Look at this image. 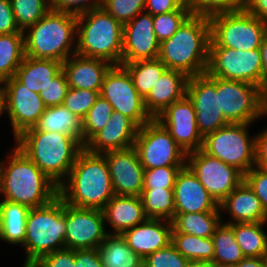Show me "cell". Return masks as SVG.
I'll list each match as a JSON object with an SVG mask.
<instances>
[{
	"label": "cell",
	"mask_w": 267,
	"mask_h": 267,
	"mask_svg": "<svg viewBox=\"0 0 267 267\" xmlns=\"http://www.w3.org/2000/svg\"><path fill=\"white\" fill-rule=\"evenodd\" d=\"M0 159L1 200L29 208L48 204L58 196V186L16 145Z\"/></svg>",
	"instance_id": "6da1fadb"
},
{
	"label": "cell",
	"mask_w": 267,
	"mask_h": 267,
	"mask_svg": "<svg viewBox=\"0 0 267 267\" xmlns=\"http://www.w3.org/2000/svg\"><path fill=\"white\" fill-rule=\"evenodd\" d=\"M58 195L70 206L102 210L115 195L105 156L84 148L58 187Z\"/></svg>",
	"instance_id": "7a4b0ae2"
},
{
	"label": "cell",
	"mask_w": 267,
	"mask_h": 267,
	"mask_svg": "<svg viewBox=\"0 0 267 267\" xmlns=\"http://www.w3.org/2000/svg\"><path fill=\"white\" fill-rule=\"evenodd\" d=\"M210 40L209 16L191 15L171 38L160 43L158 59L167 69L188 77L204 74Z\"/></svg>",
	"instance_id": "3957f363"
},
{
	"label": "cell",
	"mask_w": 267,
	"mask_h": 267,
	"mask_svg": "<svg viewBox=\"0 0 267 267\" xmlns=\"http://www.w3.org/2000/svg\"><path fill=\"white\" fill-rule=\"evenodd\" d=\"M21 149L58 187L66 180L84 145L59 132L25 130L15 139Z\"/></svg>",
	"instance_id": "277c9868"
},
{
	"label": "cell",
	"mask_w": 267,
	"mask_h": 267,
	"mask_svg": "<svg viewBox=\"0 0 267 267\" xmlns=\"http://www.w3.org/2000/svg\"><path fill=\"white\" fill-rule=\"evenodd\" d=\"M23 32L25 56L63 63L68 57L76 54L75 14L50 10Z\"/></svg>",
	"instance_id": "5b68a950"
},
{
	"label": "cell",
	"mask_w": 267,
	"mask_h": 267,
	"mask_svg": "<svg viewBox=\"0 0 267 267\" xmlns=\"http://www.w3.org/2000/svg\"><path fill=\"white\" fill-rule=\"evenodd\" d=\"M123 25L103 7L77 15L76 54L120 65Z\"/></svg>",
	"instance_id": "8992f818"
},
{
	"label": "cell",
	"mask_w": 267,
	"mask_h": 267,
	"mask_svg": "<svg viewBox=\"0 0 267 267\" xmlns=\"http://www.w3.org/2000/svg\"><path fill=\"white\" fill-rule=\"evenodd\" d=\"M66 203L58 195L46 205L30 208L22 245L24 263H33L48 253L65 248Z\"/></svg>",
	"instance_id": "52a82bcc"
},
{
	"label": "cell",
	"mask_w": 267,
	"mask_h": 267,
	"mask_svg": "<svg viewBox=\"0 0 267 267\" xmlns=\"http://www.w3.org/2000/svg\"><path fill=\"white\" fill-rule=\"evenodd\" d=\"M209 20L211 26L209 47L250 51L259 49L267 35V23L244 8L212 14Z\"/></svg>",
	"instance_id": "ba28073f"
},
{
	"label": "cell",
	"mask_w": 267,
	"mask_h": 267,
	"mask_svg": "<svg viewBox=\"0 0 267 267\" xmlns=\"http://www.w3.org/2000/svg\"><path fill=\"white\" fill-rule=\"evenodd\" d=\"M246 123H228L203 138L201 150L236 167L243 174L255 166V135Z\"/></svg>",
	"instance_id": "9c48e42d"
},
{
	"label": "cell",
	"mask_w": 267,
	"mask_h": 267,
	"mask_svg": "<svg viewBox=\"0 0 267 267\" xmlns=\"http://www.w3.org/2000/svg\"><path fill=\"white\" fill-rule=\"evenodd\" d=\"M216 95L229 123L253 124L266 116L265 92L256 85L216 77Z\"/></svg>",
	"instance_id": "30bf717a"
},
{
	"label": "cell",
	"mask_w": 267,
	"mask_h": 267,
	"mask_svg": "<svg viewBox=\"0 0 267 267\" xmlns=\"http://www.w3.org/2000/svg\"><path fill=\"white\" fill-rule=\"evenodd\" d=\"M133 147L144 169L186 166V152L156 119L139 127Z\"/></svg>",
	"instance_id": "8fae6325"
},
{
	"label": "cell",
	"mask_w": 267,
	"mask_h": 267,
	"mask_svg": "<svg viewBox=\"0 0 267 267\" xmlns=\"http://www.w3.org/2000/svg\"><path fill=\"white\" fill-rule=\"evenodd\" d=\"M205 74L208 77L250 83L262 89L260 50L240 51L228 47H209Z\"/></svg>",
	"instance_id": "7c38bea8"
},
{
	"label": "cell",
	"mask_w": 267,
	"mask_h": 267,
	"mask_svg": "<svg viewBox=\"0 0 267 267\" xmlns=\"http://www.w3.org/2000/svg\"><path fill=\"white\" fill-rule=\"evenodd\" d=\"M100 95L114 111L133 120L139 127L152 118L144 106V99L134 87L130 73L123 65H112L105 74Z\"/></svg>",
	"instance_id": "4fadbf2b"
},
{
	"label": "cell",
	"mask_w": 267,
	"mask_h": 267,
	"mask_svg": "<svg viewBox=\"0 0 267 267\" xmlns=\"http://www.w3.org/2000/svg\"><path fill=\"white\" fill-rule=\"evenodd\" d=\"M186 166L218 204L244 180V174L236 167L209 156L201 149L187 154Z\"/></svg>",
	"instance_id": "5bb4252c"
},
{
	"label": "cell",
	"mask_w": 267,
	"mask_h": 267,
	"mask_svg": "<svg viewBox=\"0 0 267 267\" xmlns=\"http://www.w3.org/2000/svg\"><path fill=\"white\" fill-rule=\"evenodd\" d=\"M6 95V112L14 139L34 127L46 106L39 93L31 92L15 76L1 83Z\"/></svg>",
	"instance_id": "9a60e30c"
},
{
	"label": "cell",
	"mask_w": 267,
	"mask_h": 267,
	"mask_svg": "<svg viewBox=\"0 0 267 267\" xmlns=\"http://www.w3.org/2000/svg\"><path fill=\"white\" fill-rule=\"evenodd\" d=\"M111 231H106L103 211L66 204L65 248H98Z\"/></svg>",
	"instance_id": "2e32d148"
},
{
	"label": "cell",
	"mask_w": 267,
	"mask_h": 267,
	"mask_svg": "<svg viewBox=\"0 0 267 267\" xmlns=\"http://www.w3.org/2000/svg\"><path fill=\"white\" fill-rule=\"evenodd\" d=\"M187 96L193 102L202 138L229 123L219 108L216 77H208L205 73L189 77Z\"/></svg>",
	"instance_id": "e0dca14e"
},
{
	"label": "cell",
	"mask_w": 267,
	"mask_h": 267,
	"mask_svg": "<svg viewBox=\"0 0 267 267\" xmlns=\"http://www.w3.org/2000/svg\"><path fill=\"white\" fill-rule=\"evenodd\" d=\"M155 119L169 131L186 154L202 148L203 138L197 126L195 108L187 95L169 105Z\"/></svg>",
	"instance_id": "ac0fdd59"
},
{
	"label": "cell",
	"mask_w": 267,
	"mask_h": 267,
	"mask_svg": "<svg viewBox=\"0 0 267 267\" xmlns=\"http://www.w3.org/2000/svg\"><path fill=\"white\" fill-rule=\"evenodd\" d=\"M159 46L153 26V15L143 11L123 25L121 64L158 58Z\"/></svg>",
	"instance_id": "d6986e66"
},
{
	"label": "cell",
	"mask_w": 267,
	"mask_h": 267,
	"mask_svg": "<svg viewBox=\"0 0 267 267\" xmlns=\"http://www.w3.org/2000/svg\"><path fill=\"white\" fill-rule=\"evenodd\" d=\"M116 195L140 196L143 190L144 171L134 147L103 153Z\"/></svg>",
	"instance_id": "ffe728a7"
},
{
	"label": "cell",
	"mask_w": 267,
	"mask_h": 267,
	"mask_svg": "<svg viewBox=\"0 0 267 267\" xmlns=\"http://www.w3.org/2000/svg\"><path fill=\"white\" fill-rule=\"evenodd\" d=\"M139 126L130 118L117 111L103 129L98 131L84 148L94 154H103L107 151L131 148L134 145Z\"/></svg>",
	"instance_id": "44dd1931"
},
{
	"label": "cell",
	"mask_w": 267,
	"mask_h": 267,
	"mask_svg": "<svg viewBox=\"0 0 267 267\" xmlns=\"http://www.w3.org/2000/svg\"><path fill=\"white\" fill-rule=\"evenodd\" d=\"M173 193L175 213H200L219 210V204L187 166L178 173Z\"/></svg>",
	"instance_id": "7402d4cb"
},
{
	"label": "cell",
	"mask_w": 267,
	"mask_h": 267,
	"mask_svg": "<svg viewBox=\"0 0 267 267\" xmlns=\"http://www.w3.org/2000/svg\"><path fill=\"white\" fill-rule=\"evenodd\" d=\"M171 234V221L147 218L121 235L133 252L145 259L151 253L168 246L171 243Z\"/></svg>",
	"instance_id": "603a6c76"
},
{
	"label": "cell",
	"mask_w": 267,
	"mask_h": 267,
	"mask_svg": "<svg viewBox=\"0 0 267 267\" xmlns=\"http://www.w3.org/2000/svg\"><path fill=\"white\" fill-rule=\"evenodd\" d=\"M189 77L176 70L167 69L144 99V106L152 119H155L169 105L187 95Z\"/></svg>",
	"instance_id": "cb8c5ba5"
},
{
	"label": "cell",
	"mask_w": 267,
	"mask_h": 267,
	"mask_svg": "<svg viewBox=\"0 0 267 267\" xmlns=\"http://www.w3.org/2000/svg\"><path fill=\"white\" fill-rule=\"evenodd\" d=\"M112 65L101 59L71 55L63 62L69 88L101 91L105 74Z\"/></svg>",
	"instance_id": "d4e9b609"
},
{
	"label": "cell",
	"mask_w": 267,
	"mask_h": 267,
	"mask_svg": "<svg viewBox=\"0 0 267 267\" xmlns=\"http://www.w3.org/2000/svg\"><path fill=\"white\" fill-rule=\"evenodd\" d=\"M219 210L229 213L231 221L226 224L267 221L259 198L244 180L219 204Z\"/></svg>",
	"instance_id": "484cf974"
},
{
	"label": "cell",
	"mask_w": 267,
	"mask_h": 267,
	"mask_svg": "<svg viewBox=\"0 0 267 267\" xmlns=\"http://www.w3.org/2000/svg\"><path fill=\"white\" fill-rule=\"evenodd\" d=\"M102 211L105 223L112 227L110 234L121 235L147 219L140 196L115 194Z\"/></svg>",
	"instance_id": "4316f807"
},
{
	"label": "cell",
	"mask_w": 267,
	"mask_h": 267,
	"mask_svg": "<svg viewBox=\"0 0 267 267\" xmlns=\"http://www.w3.org/2000/svg\"><path fill=\"white\" fill-rule=\"evenodd\" d=\"M63 70V63L51 59L25 56L15 77L31 92L44 91L46 86Z\"/></svg>",
	"instance_id": "83f0119b"
},
{
	"label": "cell",
	"mask_w": 267,
	"mask_h": 267,
	"mask_svg": "<svg viewBox=\"0 0 267 267\" xmlns=\"http://www.w3.org/2000/svg\"><path fill=\"white\" fill-rule=\"evenodd\" d=\"M29 210L23 204L0 200V240L11 245H23Z\"/></svg>",
	"instance_id": "f1b7e54d"
},
{
	"label": "cell",
	"mask_w": 267,
	"mask_h": 267,
	"mask_svg": "<svg viewBox=\"0 0 267 267\" xmlns=\"http://www.w3.org/2000/svg\"><path fill=\"white\" fill-rule=\"evenodd\" d=\"M34 128L68 134L83 144L82 120L63 105L46 107Z\"/></svg>",
	"instance_id": "f546056e"
},
{
	"label": "cell",
	"mask_w": 267,
	"mask_h": 267,
	"mask_svg": "<svg viewBox=\"0 0 267 267\" xmlns=\"http://www.w3.org/2000/svg\"><path fill=\"white\" fill-rule=\"evenodd\" d=\"M220 210L200 213H174L171 220L172 232L211 238L222 222Z\"/></svg>",
	"instance_id": "4dcf8cb0"
},
{
	"label": "cell",
	"mask_w": 267,
	"mask_h": 267,
	"mask_svg": "<svg viewBox=\"0 0 267 267\" xmlns=\"http://www.w3.org/2000/svg\"><path fill=\"white\" fill-rule=\"evenodd\" d=\"M98 253L104 267H143L144 259L133 252L120 234H108Z\"/></svg>",
	"instance_id": "1f68e13d"
},
{
	"label": "cell",
	"mask_w": 267,
	"mask_h": 267,
	"mask_svg": "<svg viewBox=\"0 0 267 267\" xmlns=\"http://www.w3.org/2000/svg\"><path fill=\"white\" fill-rule=\"evenodd\" d=\"M211 238L214 245L212 263L216 267H235L245 258L235 239L233 228L223 219Z\"/></svg>",
	"instance_id": "d6a6232c"
},
{
	"label": "cell",
	"mask_w": 267,
	"mask_h": 267,
	"mask_svg": "<svg viewBox=\"0 0 267 267\" xmlns=\"http://www.w3.org/2000/svg\"><path fill=\"white\" fill-rule=\"evenodd\" d=\"M266 224L267 221L229 224L245 257H263L267 247V233L264 230Z\"/></svg>",
	"instance_id": "836d02e7"
},
{
	"label": "cell",
	"mask_w": 267,
	"mask_h": 267,
	"mask_svg": "<svg viewBox=\"0 0 267 267\" xmlns=\"http://www.w3.org/2000/svg\"><path fill=\"white\" fill-rule=\"evenodd\" d=\"M24 57V33L0 35V83L15 76Z\"/></svg>",
	"instance_id": "e575fe53"
},
{
	"label": "cell",
	"mask_w": 267,
	"mask_h": 267,
	"mask_svg": "<svg viewBox=\"0 0 267 267\" xmlns=\"http://www.w3.org/2000/svg\"><path fill=\"white\" fill-rule=\"evenodd\" d=\"M123 65L131 75L139 95L145 99L159 78L167 70L160 59L139 60Z\"/></svg>",
	"instance_id": "d590c367"
},
{
	"label": "cell",
	"mask_w": 267,
	"mask_h": 267,
	"mask_svg": "<svg viewBox=\"0 0 267 267\" xmlns=\"http://www.w3.org/2000/svg\"><path fill=\"white\" fill-rule=\"evenodd\" d=\"M147 218L171 221L175 213L173 188H143L140 195Z\"/></svg>",
	"instance_id": "8d00e7d4"
},
{
	"label": "cell",
	"mask_w": 267,
	"mask_h": 267,
	"mask_svg": "<svg viewBox=\"0 0 267 267\" xmlns=\"http://www.w3.org/2000/svg\"><path fill=\"white\" fill-rule=\"evenodd\" d=\"M171 244L187 260L213 262L214 245L212 238H203L191 234L172 232Z\"/></svg>",
	"instance_id": "74e56055"
},
{
	"label": "cell",
	"mask_w": 267,
	"mask_h": 267,
	"mask_svg": "<svg viewBox=\"0 0 267 267\" xmlns=\"http://www.w3.org/2000/svg\"><path fill=\"white\" fill-rule=\"evenodd\" d=\"M10 2L21 31L34 25L51 10L50 0H10Z\"/></svg>",
	"instance_id": "f35d334b"
},
{
	"label": "cell",
	"mask_w": 267,
	"mask_h": 267,
	"mask_svg": "<svg viewBox=\"0 0 267 267\" xmlns=\"http://www.w3.org/2000/svg\"><path fill=\"white\" fill-rule=\"evenodd\" d=\"M113 107L101 95L82 119L83 145L104 128L112 116Z\"/></svg>",
	"instance_id": "ab89813d"
},
{
	"label": "cell",
	"mask_w": 267,
	"mask_h": 267,
	"mask_svg": "<svg viewBox=\"0 0 267 267\" xmlns=\"http://www.w3.org/2000/svg\"><path fill=\"white\" fill-rule=\"evenodd\" d=\"M191 15L190 10H175L154 15L153 26L158 42L171 38Z\"/></svg>",
	"instance_id": "60d3db41"
},
{
	"label": "cell",
	"mask_w": 267,
	"mask_h": 267,
	"mask_svg": "<svg viewBox=\"0 0 267 267\" xmlns=\"http://www.w3.org/2000/svg\"><path fill=\"white\" fill-rule=\"evenodd\" d=\"M245 0H185L192 15L210 16L219 12L236 11L244 8Z\"/></svg>",
	"instance_id": "b9f144b4"
},
{
	"label": "cell",
	"mask_w": 267,
	"mask_h": 267,
	"mask_svg": "<svg viewBox=\"0 0 267 267\" xmlns=\"http://www.w3.org/2000/svg\"><path fill=\"white\" fill-rule=\"evenodd\" d=\"M99 96L100 91L69 88L63 106L82 120Z\"/></svg>",
	"instance_id": "7bdbcfd3"
},
{
	"label": "cell",
	"mask_w": 267,
	"mask_h": 267,
	"mask_svg": "<svg viewBox=\"0 0 267 267\" xmlns=\"http://www.w3.org/2000/svg\"><path fill=\"white\" fill-rule=\"evenodd\" d=\"M146 0H104L102 7L122 25L145 10Z\"/></svg>",
	"instance_id": "ee69618b"
},
{
	"label": "cell",
	"mask_w": 267,
	"mask_h": 267,
	"mask_svg": "<svg viewBox=\"0 0 267 267\" xmlns=\"http://www.w3.org/2000/svg\"><path fill=\"white\" fill-rule=\"evenodd\" d=\"M185 166H164L145 169L143 188H173L177 175Z\"/></svg>",
	"instance_id": "f6af8a7d"
},
{
	"label": "cell",
	"mask_w": 267,
	"mask_h": 267,
	"mask_svg": "<svg viewBox=\"0 0 267 267\" xmlns=\"http://www.w3.org/2000/svg\"><path fill=\"white\" fill-rule=\"evenodd\" d=\"M188 260L170 243L151 253L143 261V267H185Z\"/></svg>",
	"instance_id": "bcb514c9"
},
{
	"label": "cell",
	"mask_w": 267,
	"mask_h": 267,
	"mask_svg": "<svg viewBox=\"0 0 267 267\" xmlns=\"http://www.w3.org/2000/svg\"><path fill=\"white\" fill-rule=\"evenodd\" d=\"M69 90L67 77L62 70L52 81L46 86L44 91H40L39 95L42 98L46 107L63 105L64 98Z\"/></svg>",
	"instance_id": "7dc6e473"
},
{
	"label": "cell",
	"mask_w": 267,
	"mask_h": 267,
	"mask_svg": "<svg viewBox=\"0 0 267 267\" xmlns=\"http://www.w3.org/2000/svg\"><path fill=\"white\" fill-rule=\"evenodd\" d=\"M244 181L259 198L263 210L267 215V173L262 171L258 166H254L244 174Z\"/></svg>",
	"instance_id": "c3c4849f"
},
{
	"label": "cell",
	"mask_w": 267,
	"mask_h": 267,
	"mask_svg": "<svg viewBox=\"0 0 267 267\" xmlns=\"http://www.w3.org/2000/svg\"><path fill=\"white\" fill-rule=\"evenodd\" d=\"M104 0H50L51 10L75 15L102 7Z\"/></svg>",
	"instance_id": "681fc988"
},
{
	"label": "cell",
	"mask_w": 267,
	"mask_h": 267,
	"mask_svg": "<svg viewBox=\"0 0 267 267\" xmlns=\"http://www.w3.org/2000/svg\"><path fill=\"white\" fill-rule=\"evenodd\" d=\"M70 261H75V250L63 248L39 257L33 264L36 267H70Z\"/></svg>",
	"instance_id": "f907efd6"
},
{
	"label": "cell",
	"mask_w": 267,
	"mask_h": 267,
	"mask_svg": "<svg viewBox=\"0 0 267 267\" xmlns=\"http://www.w3.org/2000/svg\"><path fill=\"white\" fill-rule=\"evenodd\" d=\"M24 33L16 23L10 0H0V35Z\"/></svg>",
	"instance_id": "816d5d0a"
},
{
	"label": "cell",
	"mask_w": 267,
	"mask_h": 267,
	"mask_svg": "<svg viewBox=\"0 0 267 267\" xmlns=\"http://www.w3.org/2000/svg\"><path fill=\"white\" fill-rule=\"evenodd\" d=\"M175 10L190 9L185 5V0H146L144 11L154 16Z\"/></svg>",
	"instance_id": "f5cc1de1"
},
{
	"label": "cell",
	"mask_w": 267,
	"mask_h": 267,
	"mask_svg": "<svg viewBox=\"0 0 267 267\" xmlns=\"http://www.w3.org/2000/svg\"><path fill=\"white\" fill-rule=\"evenodd\" d=\"M267 160V128L255 135V166Z\"/></svg>",
	"instance_id": "db71d44e"
},
{
	"label": "cell",
	"mask_w": 267,
	"mask_h": 267,
	"mask_svg": "<svg viewBox=\"0 0 267 267\" xmlns=\"http://www.w3.org/2000/svg\"><path fill=\"white\" fill-rule=\"evenodd\" d=\"M244 9L267 23V0H245Z\"/></svg>",
	"instance_id": "11a10c76"
},
{
	"label": "cell",
	"mask_w": 267,
	"mask_h": 267,
	"mask_svg": "<svg viewBox=\"0 0 267 267\" xmlns=\"http://www.w3.org/2000/svg\"><path fill=\"white\" fill-rule=\"evenodd\" d=\"M80 267H104L98 248L80 250Z\"/></svg>",
	"instance_id": "9f6ffc18"
},
{
	"label": "cell",
	"mask_w": 267,
	"mask_h": 267,
	"mask_svg": "<svg viewBox=\"0 0 267 267\" xmlns=\"http://www.w3.org/2000/svg\"><path fill=\"white\" fill-rule=\"evenodd\" d=\"M262 61V90L267 92V35L262 40L259 47Z\"/></svg>",
	"instance_id": "6f0895ef"
},
{
	"label": "cell",
	"mask_w": 267,
	"mask_h": 267,
	"mask_svg": "<svg viewBox=\"0 0 267 267\" xmlns=\"http://www.w3.org/2000/svg\"><path fill=\"white\" fill-rule=\"evenodd\" d=\"M235 267H266L263 257H245Z\"/></svg>",
	"instance_id": "680465c9"
},
{
	"label": "cell",
	"mask_w": 267,
	"mask_h": 267,
	"mask_svg": "<svg viewBox=\"0 0 267 267\" xmlns=\"http://www.w3.org/2000/svg\"><path fill=\"white\" fill-rule=\"evenodd\" d=\"M185 267H216L212 262L188 260Z\"/></svg>",
	"instance_id": "91938a15"
},
{
	"label": "cell",
	"mask_w": 267,
	"mask_h": 267,
	"mask_svg": "<svg viewBox=\"0 0 267 267\" xmlns=\"http://www.w3.org/2000/svg\"><path fill=\"white\" fill-rule=\"evenodd\" d=\"M6 111V95L3 86L0 83V117Z\"/></svg>",
	"instance_id": "94428289"
},
{
	"label": "cell",
	"mask_w": 267,
	"mask_h": 267,
	"mask_svg": "<svg viewBox=\"0 0 267 267\" xmlns=\"http://www.w3.org/2000/svg\"><path fill=\"white\" fill-rule=\"evenodd\" d=\"M70 267H80V250H75V261H70Z\"/></svg>",
	"instance_id": "6125c7cd"
},
{
	"label": "cell",
	"mask_w": 267,
	"mask_h": 267,
	"mask_svg": "<svg viewBox=\"0 0 267 267\" xmlns=\"http://www.w3.org/2000/svg\"><path fill=\"white\" fill-rule=\"evenodd\" d=\"M259 168L264 171L265 173H267V160L264 161L260 166Z\"/></svg>",
	"instance_id": "be15d7a7"
},
{
	"label": "cell",
	"mask_w": 267,
	"mask_h": 267,
	"mask_svg": "<svg viewBox=\"0 0 267 267\" xmlns=\"http://www.w3.org/2000/svg\"><path fill=\"white\" fill-rule=\"evenodd\" d=\"M263 259H264L265 265L267 267V247H266V249L264 251Z\"/></svg>",
	"instance_id": "e7e4bbea"
},
{
	"label": "cell",
	"mask_w": 267,
	"mask_h": 267,
	"mask_svg": "<svg viewBox=\"0 0 267 267\" xmlns=\"http://www.w3.org/2000/svg\"><path fill=\"white\" fill-rule=\"evenodd\" d=\"M23 267H36L33 263H24Z\"/></svg>",
	"instance_id": "03108f58"
},
{
	"label": "cell",
	"mask_w": 267,
	"mask_h": 267,
	"mask_svg": "<svg viewBox=\"0 0 267 267\" xmlns=\"http://www.w3.org/2000/svg\"><path fill=\"white\" fill-rule=\"evenodd\" d=\"M265 97H266V116H267V92L265 93Z\"/></svg>",
	"instance_id": "003e7915"
}]
</instances>
